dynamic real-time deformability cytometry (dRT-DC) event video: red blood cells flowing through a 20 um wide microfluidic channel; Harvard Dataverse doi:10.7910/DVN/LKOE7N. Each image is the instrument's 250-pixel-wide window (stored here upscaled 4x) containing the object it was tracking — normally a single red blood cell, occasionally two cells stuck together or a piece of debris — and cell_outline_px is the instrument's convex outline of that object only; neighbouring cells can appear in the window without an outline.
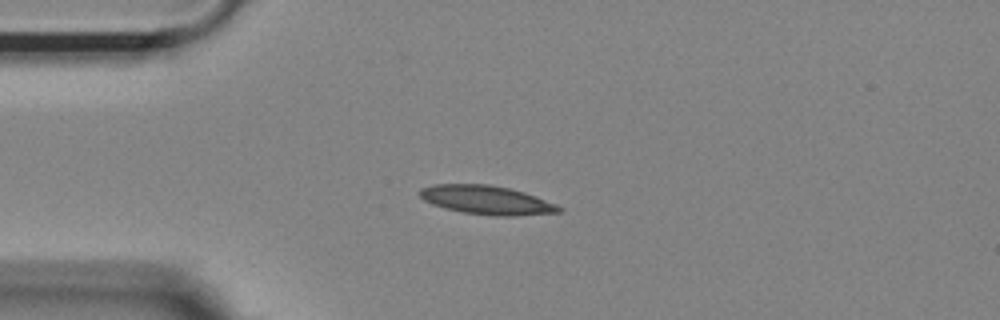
{"species": "Egyptian fruit bat (a non-hibernating species)", "species_latin": "Rousettus aegyptiacus", "temperature_condition": "room temperature", "stored_images_in_passage": 42, "camera_frame_rate_fps": 3000, "um_per_image_px": 0.085, "animal": {"sex": "female"}, "frame": {"image": 1, "passage_image": 1, "time_ms": 0.0, "image_size_px": [1000, 320], "cell_outline_px": [[564, 208], [560, 212], [512, 216], [492, 216], [464, 212], [444, 208], [432, 204], [424, 200], [416, 192], [420, 188], [432, 184], [488, 184], [508, 188], [524, 192], [536, 196], [556, 204]], "centroid_in_image_um": [41.33, 17.0], "position_along_channel_um": 43.7, "area_um2": 23.47}}
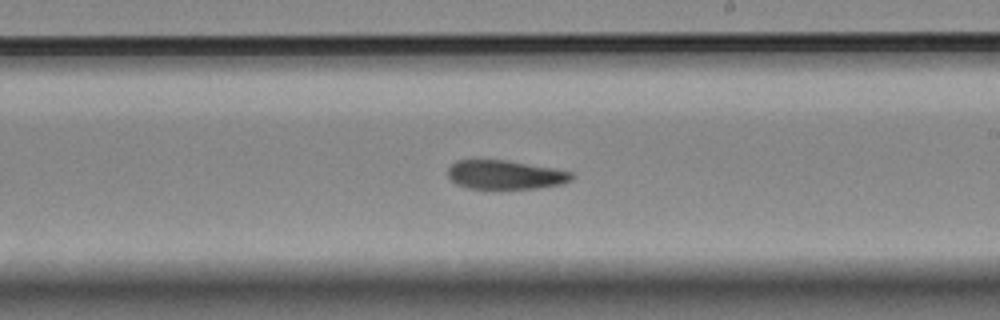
{"frame": {"image": 2, "passage_image": 19, "time_ms": 6.0, "image_size_px": [1000, 320], "cell_outline_px": [[572, 180], [560, 184], [536, 188], [468, 188], [456, 184], [448, 176], [448, 168], [456, 160], [508, 160], [552, 168], [572, 172]], "centroid_in_image_um": [42.92, 14.84], "position_along_channel_um": 246.1, "area_um2": 20.63}}
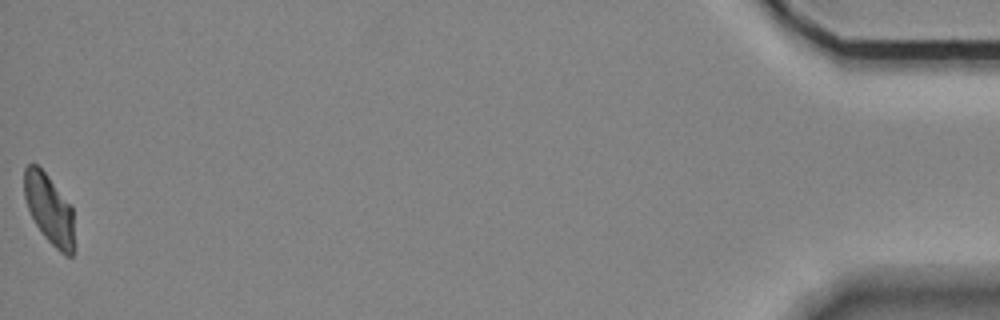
{"frame": {"image": 3, "passage_image": 42, "time_ms": 13.667, "image_size_px": [1000, 320], "cell_outline_px": [[72, 256], [64, 256], [44, 236], [36, 224], [28, 208], [24, 196], [24, 168], [28, 164], [36, 164], [44, 172], [72, 208]], "centroid_in_image_um": [4.14, 17.76], "position_along_channel_um": 431.1, "area_um2": 19.54}, "authors_computed_cell_mechanics": {"area_um2": 21.964, "velocity_mm_per_s": 3.6721, "shape_relaxation_time_tau1_ms": 9.7379, "shape_relaxation_time_tau2_ms": 4.2062, "deformation_change_tau1": 0.229, "deformation_change_tau2": 0.0985}}